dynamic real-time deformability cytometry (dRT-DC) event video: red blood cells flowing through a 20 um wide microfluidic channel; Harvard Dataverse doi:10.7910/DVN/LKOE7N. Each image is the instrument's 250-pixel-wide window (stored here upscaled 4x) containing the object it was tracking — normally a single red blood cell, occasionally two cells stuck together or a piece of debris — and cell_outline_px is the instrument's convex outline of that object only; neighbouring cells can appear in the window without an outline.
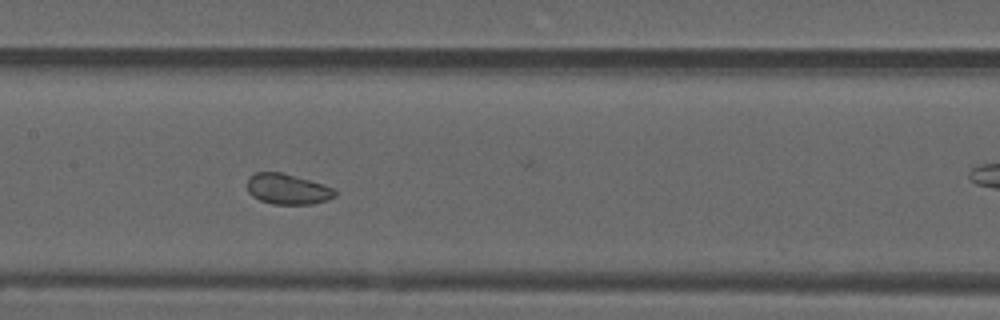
{"species": "common noctule bat (a hibernating species)", "species_latin": "Nyctalus noctula", "temperature_condition": "warm", "stored_images_in_passage": 25, "camera_frame_rate_fps": 3000, "um_per_image_px": 0.085, "animal": {"sex": "male", "forearm_length_mm": 52.5}, "frame": {"image": 1, "passage_image": 21, "time_ms": 6.667, "image_size_px": [1000, 320], "cell_outline_px": [[336, 196], [312, 204], [272, 204], [260, 200], [252, 196], [248, 192], [248, 176], [256, 172], [284, 172], [332, 188], [336, 192]], "centroid_in_image_um": [24.38, 16.07], "position_along_channel_um": 183.0, "area_um2": 15.43}}
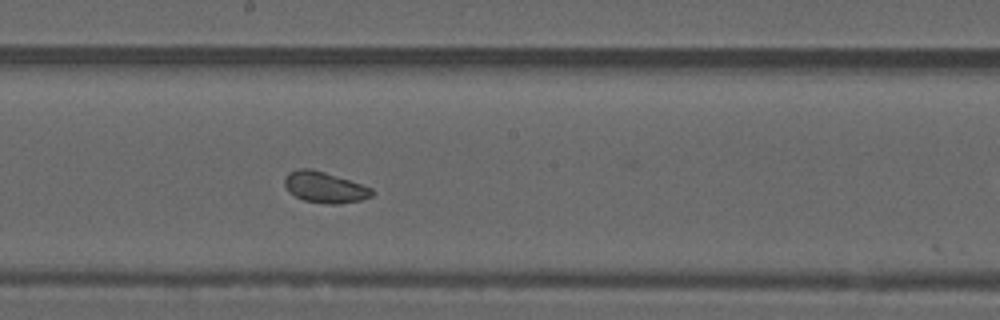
{"frame": {"image": 2, "passage_image": 24, "time_ms": 7.667, "image_size_px": [1000, 320], "cell_outline_px": [[376, 192], [372, 196], [360, 200], [340, 204], [324, 204], [304, 200], [288, 192], [284, 184], [284, 180], [288, 172], [300, 168], [312, 168], [372, 188]], "centroid_in_image_um": [27.58, 15.92], "position_along_channel_um": 220.6, "area_um2": 15.78}}